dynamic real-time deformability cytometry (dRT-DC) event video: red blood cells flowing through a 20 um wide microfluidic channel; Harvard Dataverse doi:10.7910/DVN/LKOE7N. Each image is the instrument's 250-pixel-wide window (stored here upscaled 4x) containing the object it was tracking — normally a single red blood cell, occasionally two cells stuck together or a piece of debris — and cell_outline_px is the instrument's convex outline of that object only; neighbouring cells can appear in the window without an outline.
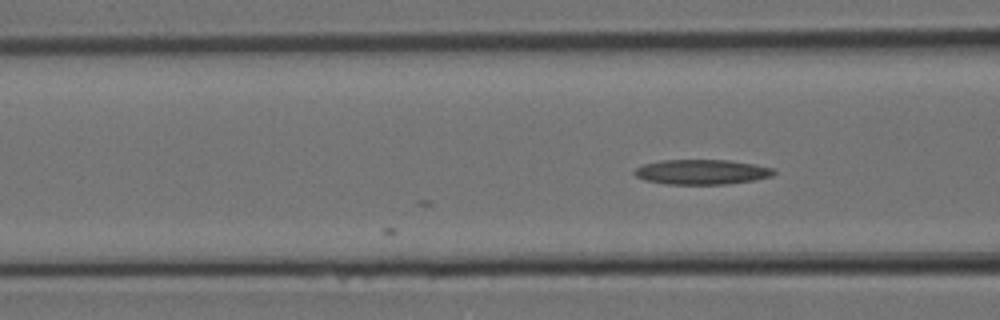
{"species": "Egyptian fruit bat (a non-hibernating species)", "species_latin": "Rousettus aegyptiacus", "temperature_condition": "room temperature", "stored_images_in_passage": 8, "camera_frame_rate_fps": 3000, "um_per_image_px": 0.085, "animal": {"sex": "female"}, "frame": {"image": 1, "passage_image": 8, "time_ms": 2.333, "image_size_px": [1000, 320], "cell_outline_px": [[776, 172], [772, 176], [752, 180], [724, 184], [668, 184], [644, 180], [636, 176], [632, 172], [636, 168], [644, 164], [660, 160], [728, 160], [756, 164], [776, 168]], "centroid_in_image_um": [59.66, 14.61], "position_along_channel_um": 106.9, "area_um2": 20.29}}